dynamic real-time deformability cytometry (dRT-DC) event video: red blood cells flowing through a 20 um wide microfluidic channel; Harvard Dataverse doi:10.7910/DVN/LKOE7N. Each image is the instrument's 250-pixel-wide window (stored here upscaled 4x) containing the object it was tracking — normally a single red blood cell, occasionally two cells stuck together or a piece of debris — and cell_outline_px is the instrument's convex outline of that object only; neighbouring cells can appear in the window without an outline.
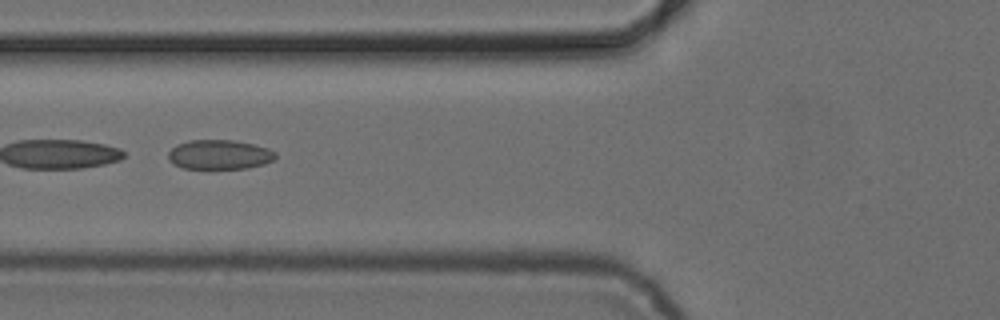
{"species": "common noctule bat (a hibernating species)", "species_latin": "Nyctalus noctula", "temperature_condition": "cold", "stored_images_in_passage": 6, "camera_frame_rate_fps": 3000, "um_per_image_px": 0.085, "animal": {"sex": "female", "body_mass_g": 24.6, "forearm_length_mm": 56.2}, "frame": {"image": 1, "passage_image": 6, "time_ms": 6.0, "image_size_px": [1000, 320], "cell_outline_px": [[276, 156], [272, 160], [264, 164], [248, 168], [180, 168], [172, 164], [168, 160], [168, 152], [176, 144], [188, 140], [232, 140], [252, 144], [268, 148], [276, 152]], "centroid_in_image_um": [18.61, 13.14], "position_along_channel_um": 107.2, "area_um2": 18.5}}